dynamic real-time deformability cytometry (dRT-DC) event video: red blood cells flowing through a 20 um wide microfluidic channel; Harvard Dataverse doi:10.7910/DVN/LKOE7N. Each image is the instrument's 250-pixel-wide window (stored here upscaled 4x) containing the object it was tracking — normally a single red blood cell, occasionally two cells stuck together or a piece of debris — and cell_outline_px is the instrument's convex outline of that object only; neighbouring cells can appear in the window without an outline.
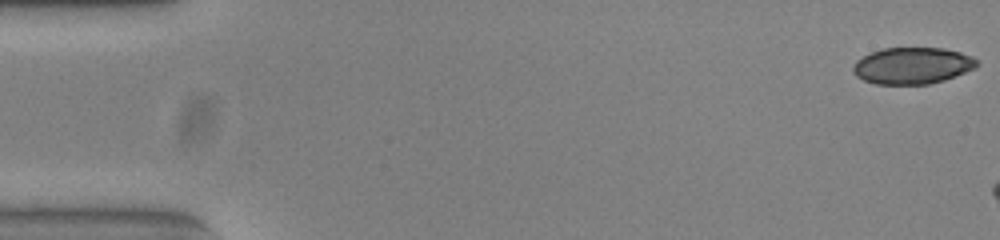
{"species": "common noctule bat (a hibernating species)", "species_latin": "Nyctalus noctula", "temperature_condition": "warm", "stored_images_in_passage": 7, "camera_frame_rate_fps": 3000, "um_per_image_px": 0.085, "animal": {"sex": "female", "body_mass_g": 23.0, "forearm_length_mm": 53.4}, "frame": {"image": 1, "passage_image": 1, "time_ms": 0.0, "image_size_px": [1000, 240], "cell_outline_px": [[980, 64], [976, 68], [944, 80], [928, 84], [876, 84], [864, 80], [856, 76], [852, 72], [852, 68], [856, 60], [872, 52], [884, 48], [944, 48], [960, 52], [972, 56], [980, 60]], "centroid_in_image_um": [77.58, 5.58], "position_along_channel_um": 7.4, "area_um2": 26.53}}